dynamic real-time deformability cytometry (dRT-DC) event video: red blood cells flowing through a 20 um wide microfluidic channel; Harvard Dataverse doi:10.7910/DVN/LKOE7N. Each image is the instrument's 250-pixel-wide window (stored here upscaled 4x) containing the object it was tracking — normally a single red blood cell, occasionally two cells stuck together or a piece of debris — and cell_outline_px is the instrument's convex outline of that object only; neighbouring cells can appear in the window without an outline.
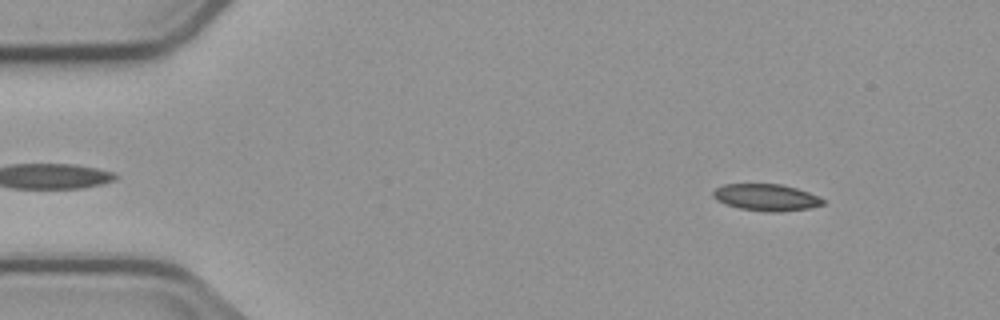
{"species": "common noctule bat (a hibernating species)", "species_latin": "Nyctalus noctula", "temperature_condition": "cold", "stored_images_in_passage": 3, "camera_frame_rate_fps": 3000, "um_per_image_px": 0.085, "animal": {"sex": "male", "body_mass_g": 23.1, "forearm_length_mm": 52.7}, "frame": {"image": 1, "passage_image": 1, "time_ms": 0.0, "image_size_px": [1000, 320], "cell_outline_px": [[824, 204], [808, 208], [780, 212], [764, 212], [740, 208], [724, 204], [716, 200], [712, 196], [712, 192], [716, 188], [724, 184], [780, 184], [796, 188], [820, 196], [824, 200]], "centroid_in_image_um": [65.11, 16.78], "position_along_channel_um": 19.9, "area_um2": 17.22}}